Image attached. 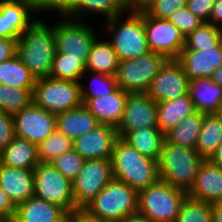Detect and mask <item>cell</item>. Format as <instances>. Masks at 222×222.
<instances>
[{
  "mask_svg": "<svg viewBox=\"0 0 222 222\" xmlns=\"http://www.w3.org/2000/svg\"><path fill=\"white\" fill-rule=\"evenodd\" d=\"M190 79L177 59H167L151 81L147 94L157 103L188 93Z\"/></svg>",
  "mask_w": 222,
  "mask_h": 222,
  "instance_id": "obj_14",
  "label": "cell"
},
{
  "mask_svg": "<svg viewBox=\"0 0 222 222\" xmlns=\"http://www.w3.org/2000/svg\"><path fill=\"white\" fill-rule=\"evenodd\" d=\"M67 222H109L93 215L85 208H76L67 214Z\"/></svg>",
  "mask_w": 222,
  "mask_h": 222,
  "instance_id": "obj_44",
  "label": "cell"
},
{
  "mask_svg": "<svg viewBox=\"0 0 222 222\" xmlns=\"http://www.w3.org/2000/svg\"><path fill=\"white\" fill-rule=\"evenodd\" d=\"M67 212L60 206L32 196L16 207L14 222H67Z\"/></svg>",
  "mask_w": 222,
  "mask_h": 222,
  "instance_id": "obj_23",
  "label": "cell"
},
{
  "mask_svg": "<svg viewBox=\"0 0 222 222\" xmlns=\"http://www.w3.org/2000/svg\"><path fill=\"white\" fill-rule=\"evenodd\" d=\"M0 162L8 167L34 170L39 164L38 144L15 136L0 154Z\"/></svg>",
  "mask_w": 222,
  "mask_h": 222,
  "instance_id": "obj_26",
  "label": "cell"
},
{
  "mask_svg": "<svg viewBox=\"0 0 222 222\" xmlns=\"http://www.w3.org/2000/svg\"><path fill=\"white\" fill-rule=\"evenodd\" d=\"M85 72V63L82 60L65 58V54L56 52L49 77L57 80L81 82Z\"/></svg>",
  "mask_w": 222,
  "mask_h": 222,
  "instance_id": "obj_35",
  "label": "cell"
},
{
  "mask_svg": "<svg viewBox=\"0 0 222 222\" xmlns=\"http://www.w3.org/2000/svg\"><path fill=\"white\" fill-rule=\"evenodd\" d=\"M144 27L150 51L167 59H177L185 45V37L167 19L153 18L144 12Z\"/></svg>",
  "mask_w": 222,
  "mask_h": 222,
  "instance_id": "obj_12",
  "label": "cell"
},
{
  "mask_svg": "<svg viewBox=\"0 0 222 222\" xmlns=\"http://www.w3.org/2000/svg\"><path fill=\"white\" fill-rule=\"evenodd\" d=\"M153 0H127L130 11H143Z\"/></svg>",
  "mask_w": 222,
  "mask_h": 222,
  "instance_id": "obj_48",
  "label": "cell"
},
{
  "mask_svg": "<svg viewBox=\"0 0 222 222\" xmlns=\"http://www.w3.org/2000/svg\"><path fill=\"white\" fill-rule=\"evenodd\" d=\"M214 0H186V7L203 22H209Z\"/></svg>",
  "mask_w": 222,
  "mask_h": 222,
  "instance_id": "obj_43",
  "label": "cell"
},
{
  "mask_svg": "<svg viewBox=\"0 0 222 222\" xmlns=\"http://www.w3.org/2000/svg\"><path fill=\"white\" fill-rule=\"evenodd\" d=\"M92 76V80L90 81L91 84L87 86L89 89L80 82L82 103H84L87 99L111 94L118 88L115 76L100 73H92Z\"/></svg>",
  "mask_w": 222,
  "mask_h": 222,
  "instance_id": "obj_38",
  "label": "cell"
},
{
  "mask_svg": "<svg viewBox=\"0 0 222 222\" xmlns=\"http://www.w3.org/2000/svg\"><path fill=\"white\" fill-rule=\"evenodd\" d=\"M222 42V29L209 22L202 23L185 37L183 49L204 50L215 48Z\"/></svg>",
  "mask_w": 222,
  "mask_h": 222,
  "instance_id": "obj_34",
  "label": "cell"
},
{
  "mask_svg": "<svg viewBox=\"0 0 222 222\" xmlns=\"http://www.w3.org/2000/svg\"><path fill=\"white\" fill-rule=\"evenodd\" d=\"M38 1L45 9H50L52 4H53V0H36Z\"/></svg>",
  "mask_w": 222,
  "mask_h": 222,
  "instance_id": "obj_53",
  "label": "cell"
},
{
  "mask_svg": "<svg viewBox=\"0 0 222 222\" xmlns=\"http://www.w3.org/2000/svg\"><path fill=\"white\" fill-rule=\"evenodd\" d=\"M42 11L47 9L36 0H0V37L18 40L36 20L31 15Z\"/></svg>",
  "mask_w": 222,
  "mask_h": 222,
  "instance_id": "obj_13",
  "label": "cell"
},
{
  "mask_svg": "<svg viewBox=\"0 0 222 222\" xmlns=\"http://www.w3.org/2000/svg\"><path fill=\"white\" fill-rule=\"evenodd\" d=\"M123 139L142 155L158 161L165 134L158 127H143L127 133Z\"/></svg>",
  "mask_w": 222,
  "mask_h": 222,
  "instance_id": "obj_29",
  "label": "cell"
},
{
  "mask_svg": "<svg viewBox=\"0 0 222 222\" xmlns=\"http://www.w3.org/2000/svg\"><path fill=\"white\" fill-rule=\"evenodd\" d=\"M203 161L196 149L177 146L164 140L158 160L159 179L188 192Z\"/></svg>",
  "mask_w": 222,
  "mask_h": 222,
  "instance_id": "obj_3",
  "label": "cell"
},
{
  "mask_svg": "<svg viewBox=\"0 0 222 222\" xmlns=\"http://www.w3.org/2000/svg\"><path fill=\"white\" fill-rule=\"evenodd\" d=\"M128 92L117 88L106 96L87 99L83 105L96 117L100 124H106L115 128L120 124Z\"/></svg>",
  "mask_w": 222,
  "mask_h": 222,
  "instance_id": "obj_21",
  "label": "cell"
},
{
  "mask_svg": "<svg viewBox=\"0 0 222 222\" xmlns=\"http://www.w3.org/2000/svg\"><path fill=\"white\" fill-rule=\"evenodd\" d=\"M213 222H222V202L212 204Z\"/></svg>",
  "mask_w": 222,
  "mask_h": 222,
  "instance_id": "obj_51",
  "label": "cell"
},
{
  "mask_svg": "<svg viewBox=\"0 0 222 222\" xmlns=\"http://www.w3.org/2000/svg\"><path fill=\"white\" fill-rule=\"evenodd\" d=\"M218 114H219L220 117L222 118V104H221V108H220V110L218 111Z\"/></svg>",
  "mask_w": 222,
  "mask_h": 222,
  "instance_id": "obj_55",
  "label": "cell"
},
{
  "mask_svg": "<svg viewBox=\"0 0 222 222\" xmlns=\"http://www.w3.org/2000/svg\"><path fill=\"white\" fill-rule=\"evenodd\" d=\"M175 222H213L212 203L186 195Z\"/></svg>",
  "mask_w": 222,
  "mask_h": 222,
  "instance_id": "obj_37",
  "label": "cell"
},
{
  "mask_svg": "<svg viewBox=\"0 0 222 222\" xmlns=\"http://www.w3.org/2000/svg\"><path fill=\"white\" fill-rule=\"evenodd\" d=\"M208 160L214 165H217L218 167L222 168V143L218 146L216 151L211 155Z\"/></svg>",
  "mask_w": 222,
  "mask_h": 222,
  "instance_id": "obj_50",
  "label": "cell"
},
{
  "mask_svg": "<svg viewBox=\"0 0 222 222\" xmlns=\"http://www.w3.org/2000/svg\"><path fill=\"white\" fill-rule=\"evenodd\" d=\"M117 138L115 127L100 124L92 131L76 138L73 141V149L85 160L111 158Z\"/></svg>",
  "mask_w": 222,
  "mask_h": 222,
  "instance_id": "obj_18",
  "label": "cell"
},
{
  "mask_svg": "<svg viewBox=\"0 0 222 222\" xmlns=\"http://www.w3.org/2000/svg\"><path fill=\"white\" fill-rule=\"evenodd\" d=\"M111 164L114 178L137 191L159 180L158 161L142 155L121 137L114 143Z\"/></svg>",
  "mask_w": 222,
  "mask_h": 222,
  "instance_id": "obj_2",
  "label": "cell"
},
{
  "mask_svg": "<svg viewBox=\"0 0 222 222\" xmlns=\"http://www.w3.org/2000/svg\"><path fill=\"white\" fill-rule=\"evenodd\" d=\"M17 39L0 37V63L16 55Z\"/></svg>",
  "mask_w": 222,
  "mask_h": 222,
  "instance_id": "obj_45",
  "label": "cell"
},
{
  "mask_svg": "<svg viewBox=\"0 0 222 222\" xmlns=\"http://www.w3.org/2000/svg\"><path fill=\"white\" fill-rule=\"evenodd\" d=\"M34 87H11L0 83V110L14 115L33 102Z\"/></svg>",
  "mask_w": 222,
  "mask_h": 222,
  "instance_id": "obj_33",
  "label": "cell"
},
{
  "mask_svg": "<svg viewBox=\"0 0 222 222\" xmlns=\"http://www.w3.org/2000/svg\"><path fill=\"white\" fill-rule=\"evenodd\" d=\"M143 127H158L157 102L147 93H128L122 120L116 128L118 137Z\"/></svg>",
  "mask_w": 222,
  "mask_h": 222,
  "instance_id": "obj_16",
  "label": "cell"
},
{
  "mask_svg": "<svg viewBox=\"0 0 222 222\" xmlns=\"http://www.w3.org/2000/svg\"><path fill=\"white\" fill-rule=\"evenodd\" d=\"M32 97L35 105L56 115L83 104L80 82L50 77L36 80Z\"/></svg>",
  "mask_w": 222,
  "mask_h": 222,
  "instance_id": "obj_7",
  "label": "cell"
},
{
  "mask_svg": "<svg viewBox=\"0 0 222 222\" xmlns=\"http://www.w3.org/2000/svg\"><path fill=\"white\" fill-rule=\"evenodd\" d=\"M187 195L207 203L222 202V168L204 160Z\"/></svg>",
  "mask_w": 222,
  "mask_h": 222,
  "instance_id": "obj_20",
  "label": "cell"
},
{
  "mask_svg": "<svg viewBox=\"0 0 222 222\" xmlns=\"http://www.w3.org/2000/svg\"><path fill=\"white\" fill-rule=\"evenodd\" d=\"M120 60L113 46L107 40H99L97 37L92 43L87 62L85 64V73H100L115 76Z\"/></svg>",
  "mask_w": 222,
  "mask_h": 222,
  "instance_id": "obj_28",
  "label": "cell"
},
{
  "mask_svg": "<svg viewBox=\"0 0 222 222\" xmlns=\"http://www.w3.org/2000/svg\"><path fill=\"white\" fill-rule=\"evenodd\" d=\"M6 218L0 213V222H3Z\"/></svg>",
  "mask_w": 222,
  "mask_h": 222,
  "instance_id": "obj_54",
  "label": "cell"
},
{
  "mask_svg": "<svg viewBox=\"0 0 222 222\" xmlns=\"http://www.w3.org/2000/svg\"><path fill=\"white\" fill-rule=\"evenodd\" d=\"M189 96L196 111L204 114L218 113L222 104V87L211 78L190 80Z\"/></svg>",
  "mask_w": 222,
  "mask_h": 222,
  "instance_id": "obj_24",
  "label": "cell"
},
{
  "mask_svg": "<svg viewBox=\"0 0 222 222\" xmlns=\"http://www.w3.org/2000/svg\"><path fill=\"white\" fill-rule=\"evenodd\" d=\"M222 143V118L218 113L204 114L195 149L208 160Z\"/></svg>",
  "mask_w": 222,
  "mask_h": 222,
  "instance_id": "obj_30",
  "label": "cell"
},
{
  "mask_svg": "<svg viewBox=\"0 0 222 222\" xmlns=\"http://www.w3.org/2000/svg\"><path fill=\"white\" fill-rule=\"evenodd\" d=\"M56 53L54 26L41 18L36 20L17 40L16 55L37 79L49 77Z\"/></svg>",
  "mask_w": 222,
  "mask_h": 222,
  "instance_id": "obj_1",
  "label": "cell"
},
{
  "mask_svg": "<svg viewBox=\"0 0 222 222\" xmlns=\"http://www.w3.org/2000/svg\"><path fill=\"white\" fill-rule=\"evenodd\" d=\"M84 158L73 148L55 158L51 164L67 179L73 181L80 172Z\"/></svg>",
  "mask_w": 222,
  "mask_h": 222,
  "instance_id": "obj_39",
  "label": "cell"
},
{
  "mask_svg": "<svg viewBox=\"0 0 222 222\" xmlns=\"http://www.w3.org/2000/svg\"><path fill=\"white\" fill-rule=\"evenodd\" d=\"M203 120L204 113L194 112L168 131L165 140L177 146L195 149Z\"/></svg>",
  "mask_w": 222,
  "mask_h": 222,
  "instance_id": "obj_31",
  "label": "cell"
},
{
  "mask_svg": "<svg viewBox=\"0 0 222 222\" xmlns=\"http://www.w3.org/2000/svg\"><path fill=\"white\" fill-rule=\"evenodd\" d=\"M73 148V141L57 129L38 144L39 163H51L55 158Z\"/></svg>",
  "mask_w": 222,
  "mask_h": 222,
  "instance_id": "obj_36",
  "label": "cell"
},
{
  "mask_svg": "<svg viewBox=\"0 0 222 222\" xmlns=\"http://www.w3.org/2000/svg\"><path fill=\"white\" fill-rule=\"evenodd\" d=\"M15 136L39 144L56 130V114L33 102L13 115Z\"/></svg>",
  "mask_w": 222,
  "mask_h": 222,
  "instance_id": "obj_15",
  "label": "cell"
},
{
  "mask_svg": "<svg viewBox=\"0 0 222 222\" xmlns=\"http://www.w3.org/2000/svg\"><path fill=\"white\" fill-rule=\"evenodd\" d=\"M209 23L222 29V0H214Z\"/></svg>",
  "mask_w": 222,
  "mask_h": 222,
  "instance_id": "obj_47",
  "label": "cell"
},
{
  "mask_svg": "<svg viewBox=\"0 0 222 222\" xmlns=\"http://www.w3.org/2000/svg\"><path fill=\"white\" fill-rule=\"evenodd\" d=\"M16 207L7 193L0 187V213L6 219H13L16 213Z\"/></svg>",
  "mask_w": 222,
  "mask_h": 222,
  "instance_id": "obj_46",
  "label": "cell"
},
{
  "mask_svg": "<svg viewBox=\"0 0 222 222\" xmlns=\"http://www.w3.org/2000/svg\"><path fill=\"white\" fill-rule=\"evenodd\" d=\"M0 187L17 206L34 196L33 170L8 167L0 162Z\"/></svg>",
  "mask_w": 222,
  "mask_h": 222,
  "instance_id": "obj_22",
  "label": "cell"
},
{
  "mask_svg": "<svg viewBox=\"0 0 222 222\" xmlns=\"http://www.w3.org/2000/svg\"><path fill=\"white\" fill-rule=\"evenodd\" d=\"M177 60L190 80L211 78L213 71L222 65V42L215 48L201 51L183 49Z\"/></svg>",
  "mask_w": 222,
  "mask_h": 222,
  "instance_id": "obj_19",
  "label": "cell"
},
{
  "mask_svg": "<svg viewBox=\"0 0 222 222\" xmlns=\"http://www.w3.org/2000/svg\"><path fill=\"white\" fill-rule=\"evenodd\" d=\"M3 222H14L13 219H5Z\"/></svg>",
  "mask_w": 222,
  "mask_h": 222,
  "instance_id": "obj_56",
  "label": "cell"
},
{
  "mask_svg": "<svg viewBox=\"0 0 222 222\" xmlns=\"http://www.w3.org/2000/svg\"><path fill=\"white\" fill-rule=\"evenodd\" d=\"M99 125L96 117L83 104L56 115V129L72 141Z\"/></svg>",
  "mask_w": 222,
  "mask_h": 222,
  "instance_id": "obj_25",
  "label": "cell"
},
{
  "mask_svg": "<svg viewBox=\"0 0 222 222\" xmlns=\"http://www.w3.org/2000/svg\"><path fill=\"white\" fill-rule=\"evenodd\" d=\"M138 191L113 178L85 207L93 215L109 222H119L137 212Z\"/></svg>",
  "mask_w": 222,
  "mask_h": 222,
  "instance_id": "obj_5",
  "label": "cell"
},
{
  "mask_svg": "<svg viewBox=\"0 0 222 222\" xmlns=\"http://www.w3.org/2000/svg\"><path fill=\"white\" fill-rule=\"evenodd\" d=\"M173 23L182 33L184 37L188 36L196 28H198L202 23L201 19L195 16L186 6L176 10L167 19Z\"/></svg>",
  "mask_w": 222,
  "mask_h": 222,
  "instance_id": "obj_40",
  "label": "cell"
},
{
  "mask_svg": "<svg viewBox=\"0 0 222 222\" xmlns=\"http://www.w3.org/2000/svg\"><path fill=\"white\" fill-rule=\"evenodd\" d=\"M196 112L189 93L176 99L157 103L158 128L166 134L185 117Z\"/></svg>",
  "mask_w": 222,
  "mask_h": 222,
  "instance_id": "obj_27",
  "label": "cell"
},
{
  "mask_svg": "<svg viewBox=\"0 0 222 222\" xmlns=\"http://www.w3.org/2000/svg\"><path fill=\"white\" fill-rule=\"evenodd\" d=\"M186 6V0H153L143 11L150 17L168 19L179 8Z\"/></svg>",
  "mask_w": 222,
  "mask_h": 222,
  "instance_id": "obj_41",
  "label": "cell"
},
{
  "mask_svg": "<svg viewBox=\"0 0 222 222\" xmlns=\"http://www.w3.org/2000/svg\"><path fill=\"white\" fill-rule=\"evenodd\" d=\"M211 80L222 87V65L213 71Z\"/></svg>",
  "mask_w": 222,
  "mask_h": 222,
  "instance_id": "obj_52",
  "label": "cell"
},
{
  "mask_svg": "<svg viewBox=\"0 0 222 222\" xmlns=\"http://www.w3.org/2000/svg\"><path fill=\"white\" fill-rule=\"evenodd\" d=\"M34 196L63 208L75 210L72 181L63 176L51 163H39L33 170Z\"/></svg>",
  "mask_w": 222,
  "mask_h": 222,
  "instance_id": "obj_9",
  "label": "cell"
},
{
  "mask_svg": "<svg viewBox=\"0 0 222 222\" xmlns=\"http://www.w3.org/2000/svg\"><path fill=\"white\" fill-rule=\"evenodd\" d=\"M123 15L106 20L105 24L107 32L112 33L109 42L120 61L136 59L150 51L144 27V11H129L126 19L121 20Z\"/></svg>",
  "mask_w": 222,
  "mask_h": 222,
  "instance_id": "obj_4",
  "label": "cell"
},
{
  "mask_svg": "<svg viewBox=\"0 0 222 222\" xmlns=\"http://www.w3.org/2000/svg\"><path fill=\"white\" fill-rule=\"evenodd\" d=\"M0 83L11 87H34L36 78L17 55L0 63Z\"/></svg>",
  "mask_w": 222,
  "mask_h": 222,
  "instance_id": "obj_32",
  "label": "cell"
},
{
  "mask_svg": "<svg viewBox=\"0 0 222 222\" xmlns=\"http://www.w3.org/2000/svg\"><path fill=\"white\" fill-rule=\"evenodd\" d=\"M99 37L82 20H61L54 25V39L57 53L65 58L79 59L85 64L94 40Z\"/></svg>",
  "mask_w": 222,
  "mask_h": 222,
  "instance_id": "obj_10",
  "label": "cell"
},
{
  "mask_svg": "<svg viewBox=\"0 0 222 222\" xmlns=\"http://www.w3.org/2000/svg\"><path fill=\"white\" fill-rule=\"evenodd\" d=\"M113 178L111 158L84 160L72 181L75 206L85 208Z\"/></svg>",
  "mask_w": 222,
  "mask_h": 222,
  "instance_id": "obj_11",
  "label": "cell"
},
{
  "mask_svg": "<svg viewBox=\"0 0 222 222\" xmlns=\"http://www.w3.org/2000/svg\"><path fill=\"white\" fill-rule=\"evenodd\" d=\"M48 11H55L63 18L79 21L86 12L101 13L109 20L130 10L127 0H53Z\"/></svg>",
  "mask_w": 222,
  "mask_h": 222,
  "instance_id": "obj_17",
  "label": "cell"
},
{
  "mask_svg": "<svg viewBox=\"0 0 222 222\" xmlns=\"http://www.w3.org/2000/svg\"><path fill=\"white\" fill-rule=\"evenodd\" d=\"M119 222H151L145 215L136 212L134 214L126 216Z\"/></svg>",
  "mask_w": 222,
  "mask_h": 222,
  "instance_id": "obj_49",
  "label": "cell"
},
{
  "mask_svg": "<svg viewBox=\"0 0 222 222\" xmlns=\"http://www.w3.org/2000/svg\"><path fill=\"white\" fill-rule=\"evenodd\" d=\"M167 58L154 51L120 61L115 75L118 87L128 93H146Z\"/></svg>",
  "mask_w": 222,
  "mask_h": 222,
  "instance_id": "obj_8",
  "label": "cell"
},
{
  "mask_svg": "<svg viewBox=\"0 0 222 222\" xmlns=\"http://www.w3.org/2000/svg\"><path fill=\"white\" fill-rule=\"evenodd\" d=\"M14 137L13 116L0 110V154Z\"/></svg>",
  "mask_w": 222,
  "mask_h": 222,
  "instance_id": "obj_42",
  "label": "cell"
},
{
  "mask_svg": "<svg viewBox=\"0 0 222 222\" xmlns=\"http://www.w3.org/2000/svg\"><path fill=\"white\" fill-rule=\"evenodd\" d=\"M187 192L158 180L138 191L137 212L151 222H175Z\"/></svg>",
  "mask_w": 222,
  "mask_h": 222,
  "instance_id": "obj_6",
  "label": "cell"
}]
</instances>
